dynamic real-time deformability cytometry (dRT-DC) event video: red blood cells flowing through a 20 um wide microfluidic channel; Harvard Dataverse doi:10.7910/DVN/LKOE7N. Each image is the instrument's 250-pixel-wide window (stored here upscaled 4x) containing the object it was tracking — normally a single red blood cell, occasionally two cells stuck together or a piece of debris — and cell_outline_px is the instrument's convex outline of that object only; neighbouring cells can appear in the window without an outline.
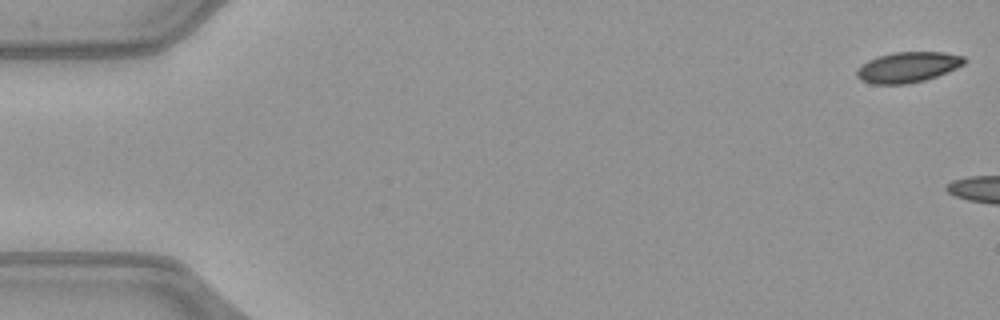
{"species": "common noctule bat (a hibernating species)", "species_latin": "Nyctalus noctula", "temperature_condition": "warm", "stored_images_in_passage": 5, "camera_frame_rate_fps": 3000, "um_per_image_px": 0.085, "animal": {"sex": "female", "body_mass_g": 21.9}, "frame": {"image": 1, "passage_image": 1, "time_ms": 0.0, "image_size_px": [1000, 320], "cell_outline_px": [[968, 60], [964, 64], [956, 68], [936, 76], [924, 80], [908, 84], [872, 84], [860, 80], [856, 76], [856, 72], [868, 60], [892, 52], [944, 52], [964, 56]], "centroid_in_image_um": [77.19, 5.71], "position_along_channel_um": 7.8, "area_um2": 19.02}}